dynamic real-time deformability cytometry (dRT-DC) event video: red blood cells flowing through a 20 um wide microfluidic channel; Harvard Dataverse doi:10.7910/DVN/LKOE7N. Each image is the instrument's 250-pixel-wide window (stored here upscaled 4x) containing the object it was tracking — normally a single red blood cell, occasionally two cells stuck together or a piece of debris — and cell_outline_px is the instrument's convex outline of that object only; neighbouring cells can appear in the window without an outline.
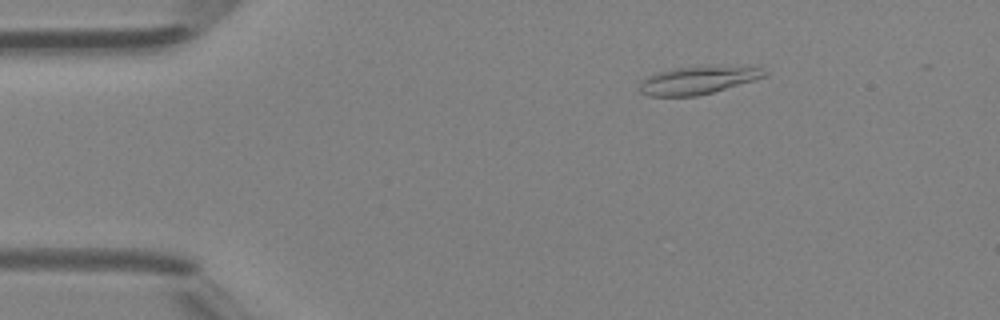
{"species": "Egyptian fruit bat (a non-hibernating species)", "species_latin": "Rousettus aegyptiacus", "temperature_condition": "room temperature", "stored_images_in_passage": 47, "camera_frame_rate_fps": 3000, "um_per_image_px": 0.085, "animal": {"sex": "female"}, "frame": {"image": 1, "passage_image": 8, "time_ms": 2.333, "image_size_px": [1000, 320], "cell_outline_px": [[768, 76], [712, 92], [696, 96], [648, 96], [640, 92], [640, 84], [648, 76], [660, 72], [676, 68], [760, 68], [768, 72]], "centroid_in_image_um": [59.27, 6.87], "position_along_channel_um": 25.7, "area_um2": 19.13}}
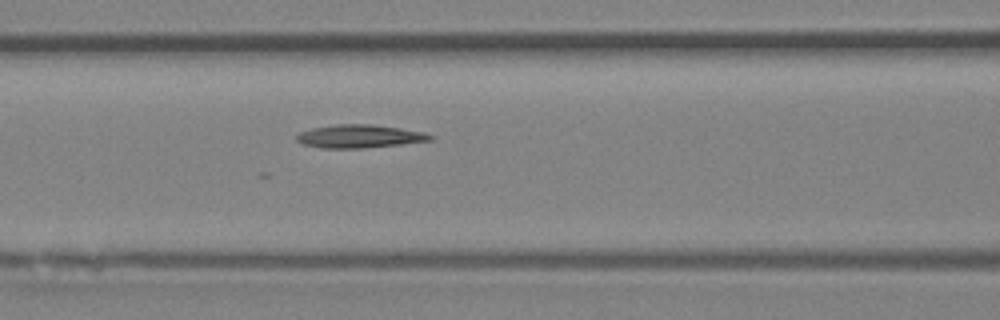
{"frame": {"image": 2, "passage_image": 20, "time_ms": 6.333, "image_size_px": [1000, 320], "cell_outline_px": [[436, 136], [432, 140], [400, 144], [364, 148], [320, 148], [300, 144], [296, 140], [296, 132], [312, 128], [336, 124], [372, 124], [400, 128], [424, 132]], "centroid_in_image_um": [30.51, 11.58], "position_along_channel_um": 136.1, "area_um2": 18.26}}
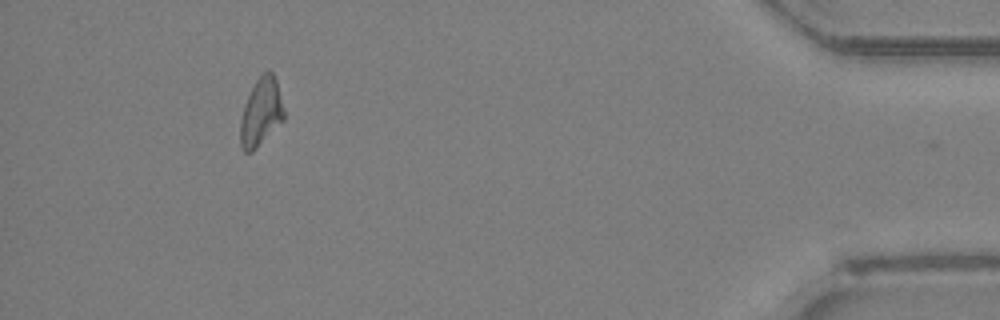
{"frame": {"image": 3, "passage_image": 43, "time_ms": 14.0, "image_size_px": [1000, 320], "cell_outline_px": [[284, 120], [252, 152], [244, 152], [240, 148], [240, 120], [244, 104], [256, 80], [268, 68], [272, 72], [276, 80], [284, 108]], "centroid_in_image_um": [22.18, 9.55], "position_along_channel_um": 413.0, "area_um2": 17.28}}